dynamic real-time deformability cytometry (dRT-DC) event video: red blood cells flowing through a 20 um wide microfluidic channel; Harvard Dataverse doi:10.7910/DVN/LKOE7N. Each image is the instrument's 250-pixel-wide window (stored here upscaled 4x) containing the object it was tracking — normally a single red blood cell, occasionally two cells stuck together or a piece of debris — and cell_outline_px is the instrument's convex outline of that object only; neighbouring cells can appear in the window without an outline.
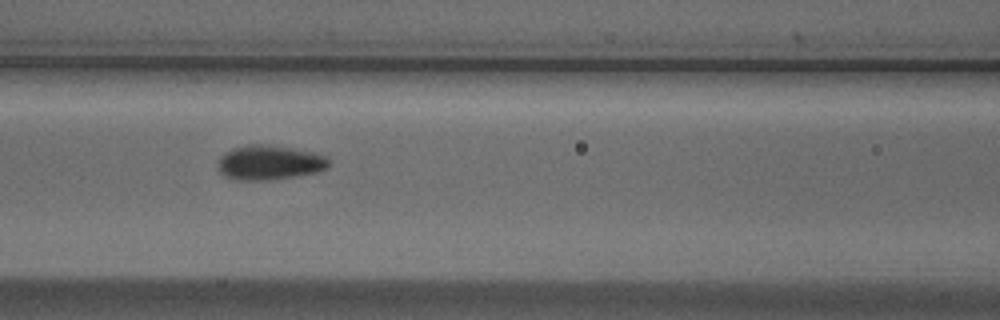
{"species": "Egyptian fruit bat (a non-hibernating species)", "species_latin": "Rousettus aegyptiacus", "temperature_condition": "cold", "stored_images_in_passage": 10, "camera_frame_rate_fps": 3000, "um_per_image_px": 0.085, "animal": {"sex": "male"}, "frame": {"image": 1, "passage_image": 7, "time_ms": 2.0, "image_size_px": [1000, 320], "cell_outline_px": [[328, 168], [316, 172], [296, 176], [268, 180], [236, 180], [224, 176], [216, 168], [216, 164], [220, 156], [224, 152], [232, 148], [252, 144], [264, 144], [292, 148], [312, 152], [328, 156]], "centroid_in_image_um": [22.85, 13.82], "position_along_channel_um": 143.7, "area_um2": 22.54}}
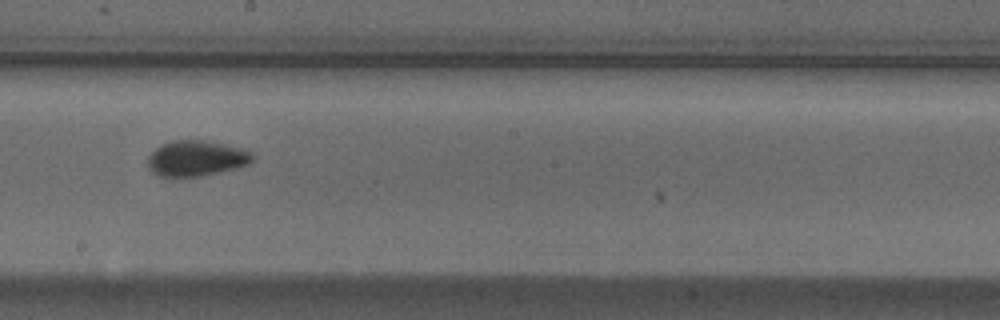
{"frame": {"image": 2, "passage_image": 9, "time_ms": 2.667, "image_size_px": [1000, 320], "cell_outline_px": [[252, 160], [248, 164], [200, 176], [160, 176], [152, 172], [148, 168], [148, 156], [160, 144], [172, 140], [204, 140], [248, 148], [252, 156]], "centroid_in_image_um": [16.66, 13.43], "position_along_channel_um": 231.5, "area_um2": 21.62}}
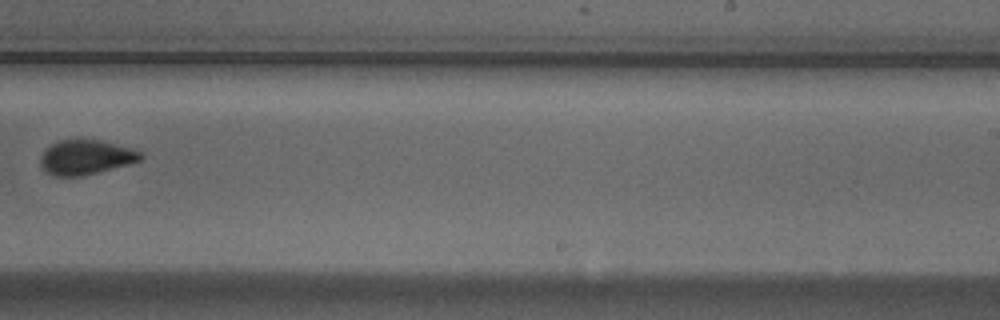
{"frame": {"image": 3, "passage_image": 10, "time_ms": 3.0, "image_size_px": [1000, 320], "cell_outline_px": [[144, 156], [140, 160], [128, 164], [84, 176], [52, 176], [40, 164], [40, 156], [52, 144], [60, 140], [76, 136], [100, 140], [128, 148], [140, 152]], "centroid_in_image_um": [7.26, 13.34], "position_along_channel_um": 281.7, "area_um2": 20.4}}